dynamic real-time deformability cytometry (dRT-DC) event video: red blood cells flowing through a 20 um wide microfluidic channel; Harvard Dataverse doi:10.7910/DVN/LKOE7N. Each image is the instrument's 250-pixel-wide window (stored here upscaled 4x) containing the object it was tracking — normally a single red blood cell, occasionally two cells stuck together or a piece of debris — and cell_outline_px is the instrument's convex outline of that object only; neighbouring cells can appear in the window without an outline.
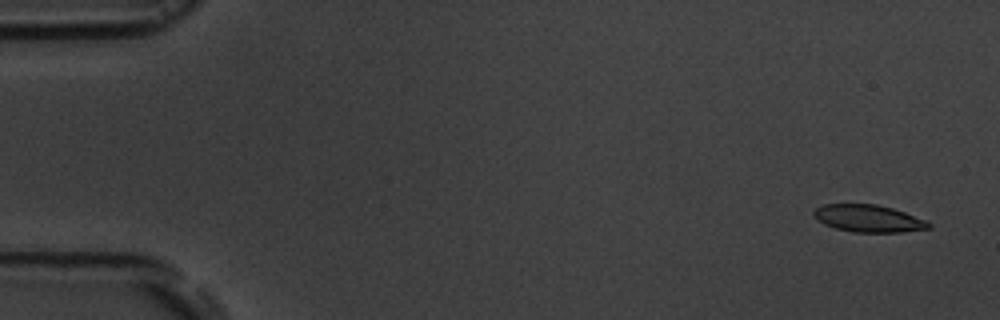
{"species": "common noctule bat (a hibernating species)", "species_latin": "Nyctalus noctula", "temperature_condition": "room temperature", "stored_images_in_passage": 5, "camera_frame_rate_fps": 3000, "um_per_image_px": 0.085, "animal": {"sex": "male", "body_mass_g": 19.5, "forearm_length_mm": 54.6}, "frame": {"image": 1, "passage_image": 1, "time_ms": 0.0, "image_size_px": [1000, 320], "cell_outline_px": [[932, 228], [900, 232], [852, 232], [836, 228], [824, 224], [812, 212], [816, 208], [824, 204], [876, 204], [892, 208], [904, 212], [924, 220], [932, 224]], "centroid_in_image_um": [73.83, 18.57], "position_along_channel_um": 11.2, "area_um2": 18.03}}
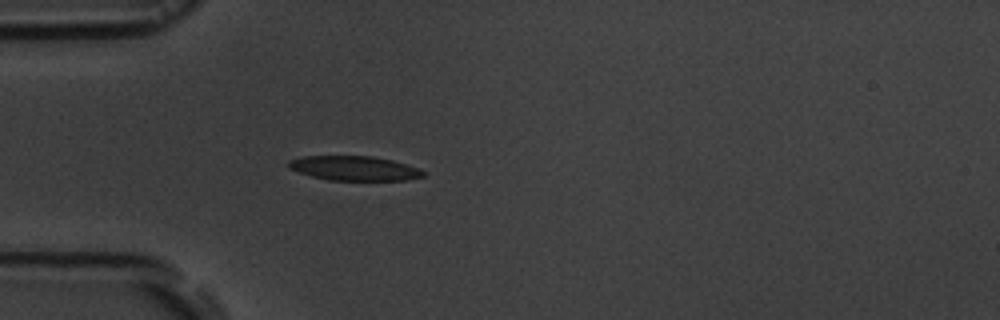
{"frame": {"image": 2, "passage_image": 5, "time_ms": 4.667, "image_size_px": [1000, 320], "cell_outline_px": [[424, 176], [404, 180], [328, 180], [312, 176], [288, 168], [288, 160], [300, 156], [372, 156], [392, 160], [416, 168], [424, 172]], "centroid_in_image_um": [30.05, 14.3], "position_along_channel_um": 55.0, "area_um2": 19.02}}